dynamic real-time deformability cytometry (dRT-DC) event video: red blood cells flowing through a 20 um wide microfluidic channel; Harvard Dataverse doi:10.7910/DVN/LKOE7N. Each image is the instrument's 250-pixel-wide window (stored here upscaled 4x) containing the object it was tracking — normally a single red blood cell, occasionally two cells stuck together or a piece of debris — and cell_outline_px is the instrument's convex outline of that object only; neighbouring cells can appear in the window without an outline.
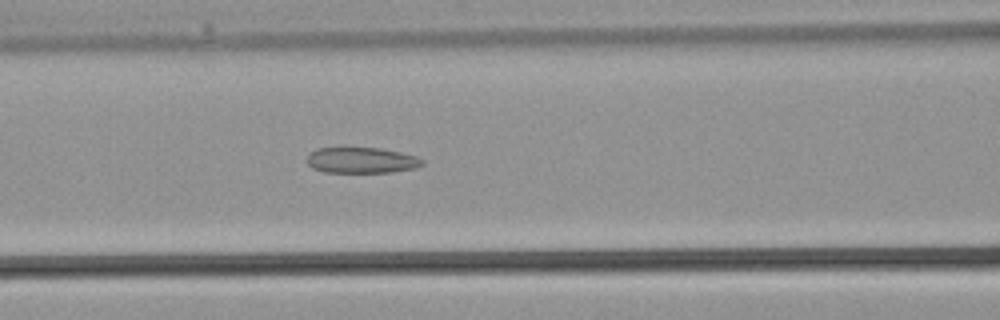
{"species": "common noctule bat (a hibernating species)", "species_latin": "Nyctalus noctula", "temperature_condition": "warm", "stored_images_in_passage": 31, "camera_frame_rate_fps": 3000, "um_per_image_px": 0.085, "animal": {"sex": "male", "body_mass_g": 21.5, "forearm_length_mm": 52.0}, "frame": {"image": 1, "passage_image": 14, "time_ms": 4.333, "image_size_px": [1000, 320], "cell_outline_px": [[424, 164], [416, 168], [392, 172], [324, 172], [312, 168], [308, 164], [308, 156], [316, 148], [380, 148], [400, 152], [416, 156], [424, 160]], "centroid_in_image_um": [30.76, 13.63], "position_along_channel_um": 135.8, "area_um2": 17.28}}
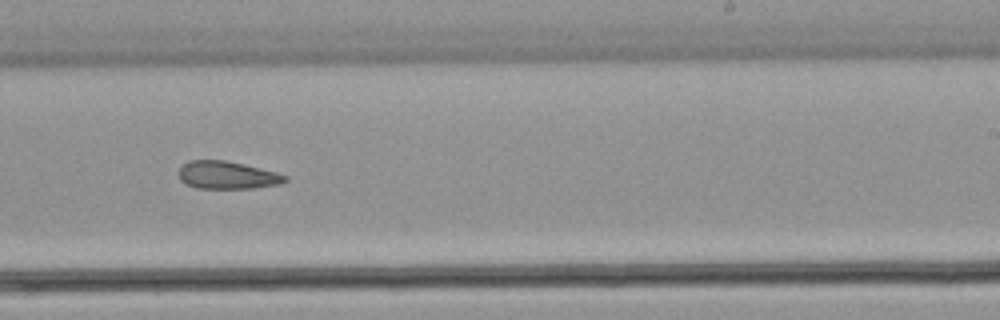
{"frame": {"image": 2, "passage_image": 21, "time_ms": 6.667, "image_size_px": [1000, 320], "cell_outline_px": [[288, 180], [280, 184], [252, 188], [196, 188], [184, 184], [180, 180], [176, 172], [180, 164], [188, 160], [224, 160], [244, 164], [276, 172], [288, 176]], "centroid_in_image_um": [19.24, 14.88], "position_along_channel_um": 269.8, "area_um2": 17.51}}
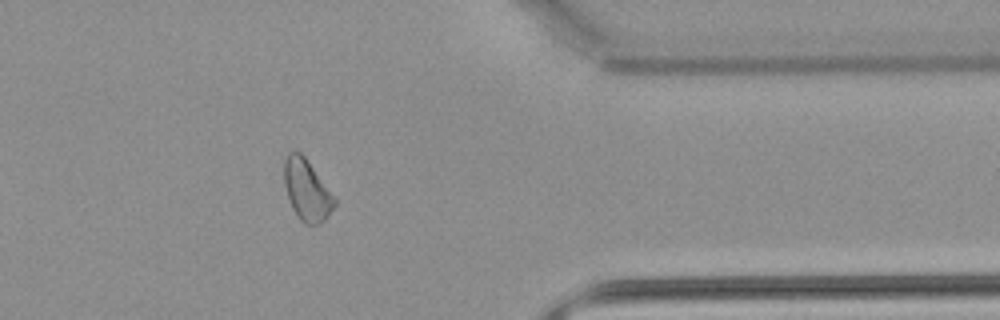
{"frame": {"image": 3, "passage_image": 28, "time_ms": 9.0, "image_size_px": [1000, 320], "cell_outline_px": [[336, 204], [328, 216], [320, 224], [304, 224], [300, 220], [292, 208], [288, 200], [284, 184], [284, 160], [288, 152], [300, 152], [304, 156], [336, 200]], "centroid_in_image_um": [26.05, 16.18], "position_along_channel_um": 385.4, "area_um2": 17.69}}